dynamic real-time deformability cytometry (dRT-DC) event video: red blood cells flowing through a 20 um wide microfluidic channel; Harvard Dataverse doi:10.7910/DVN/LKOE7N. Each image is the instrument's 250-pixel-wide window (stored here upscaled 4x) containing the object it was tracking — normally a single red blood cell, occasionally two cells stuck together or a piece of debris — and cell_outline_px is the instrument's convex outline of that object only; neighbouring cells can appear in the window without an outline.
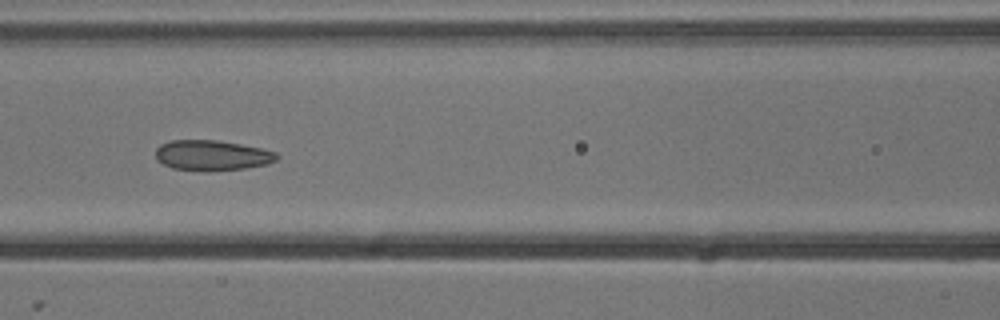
{"species": "common noctule bat (a hibernating species)", "species_latin": "Nyctalus noctula", "temperature_condition": "cold", "stored_images_in_passage": 8, "camera_frame_rate_fps": 3000, "um_per_image_px": 0.085, "animal": {"sex": "male", "body_mass_g": 13.3}, "frame": {"image": 1, "passage_image": 6, "time_ms": 1.667, "image_size_px": [1000, 320], "cell_outline_px": [[280, 156], [276, 160], [268, 164], [244, 168], [208, 172], [204, 172], [172, 168], [156, 160], [156, 148], [160, 144], [168, 140], [216, 140], [240, 144], [260, 148], [276, 152]], "centroid_in_image_um": [18.0, 13.21], "position_along_channel_um": 148.6, "area_um2": 21.68}}
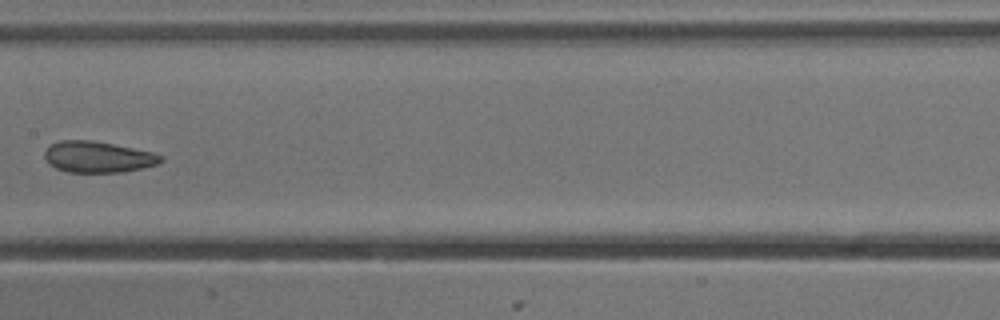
{"frame": {"image": 2, "passage_image": 7, "time_ms": 2.0, "image_size_px": [1000, 320], "cell_outline_px": [[164, 160], [156, 164], [124, 172], [68, 172], [56, 168], [48, 164], [44, 156], [44, 152], [48, 144], [60, 140], [92, 140], [152, 152], [164, 156]], "centroid_in_image_um": [8.27, 13.33], "position_along_channel_um": 199.1, "area_um2": 21.15}}
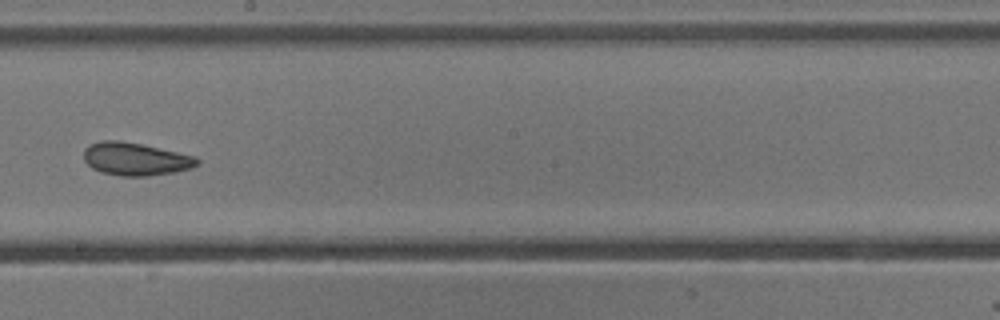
{"frame": {"image": 3, "passage_image": 8, "time_ms": 2.333, "image_size_px": [1000, 320], "cell_outline_px": [[200, 164], [192, 168], [172, 172], [148, 176], [120, 176], [100, 172], [92, 168], [84, 160], [84, 148], [88, 144], [100, 140], [120, 140], [140, 144], [196, 156], [200, 160]], "centroid_in_image_um": [11.5, 13.51], "position_along_channel_um": 236.7, "area_um2": 21.85}}